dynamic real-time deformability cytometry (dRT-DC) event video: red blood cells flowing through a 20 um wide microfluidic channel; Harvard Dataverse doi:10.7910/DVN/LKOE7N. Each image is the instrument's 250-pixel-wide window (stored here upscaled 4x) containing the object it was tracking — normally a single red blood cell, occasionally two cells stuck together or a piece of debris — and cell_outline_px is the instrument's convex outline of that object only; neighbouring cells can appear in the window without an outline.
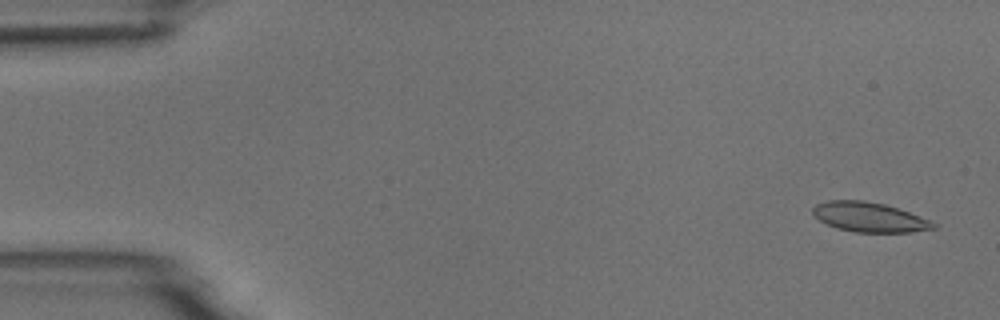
{"species": "common noctule bat (a hibernating species)", "species_latin": "Nyctalus noctula", "temperature_condition": "room temperature", "stored_images_in_passage": 5, "camera_frame_rate_fps": 3000, "um_per_image_px": 0.085, "animal": {"sex": "male", "body_mass_g": 18.8}, "frame": {"image": 1, "passage_image": 1, "time_ms": 0.0, "image_size_px": [1000, 320], "cell_outline_px": [[940, 224], [936, 228], [912, 232], [856, 232], [836, 228], [820, 220], [812, 212], [812, 208], [816, 204], [828, 200], [864, 200], [884, 204], [908, 212]], "centroid_in_image_um": [73.91, 18.46], "position_along_channel_um": 11.1, "area_um2": 20.75}}
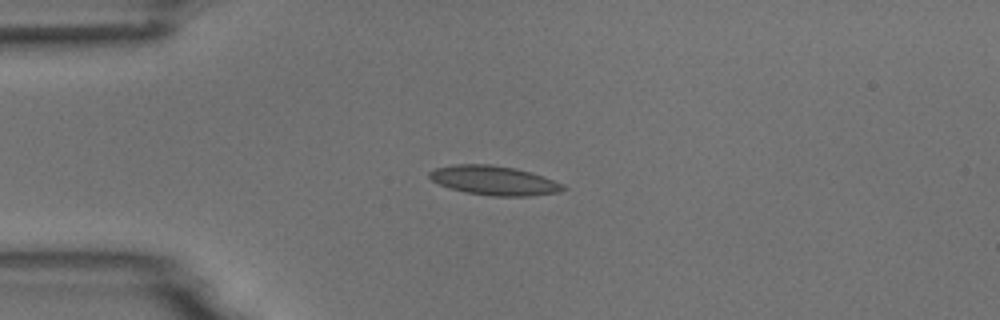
{"frame": {"image": 2, "passage_image": 4, "time_ms": 3.667, "image_size_px": [1000, 320], "cell_outline_px": [[568, 188], [556, 192], [532, 196], [492, 196], [464, 192], [440, 184], [432, 180], [428, 176], [428, 172], [436, 168], [452, 164], [492, 164], [516, 168], [532, 172], [564, 184]], "centroid_in_image_um": [42.01, 15.33], "position_along_channel_um": 43.0, "area_um2": 22.89}}